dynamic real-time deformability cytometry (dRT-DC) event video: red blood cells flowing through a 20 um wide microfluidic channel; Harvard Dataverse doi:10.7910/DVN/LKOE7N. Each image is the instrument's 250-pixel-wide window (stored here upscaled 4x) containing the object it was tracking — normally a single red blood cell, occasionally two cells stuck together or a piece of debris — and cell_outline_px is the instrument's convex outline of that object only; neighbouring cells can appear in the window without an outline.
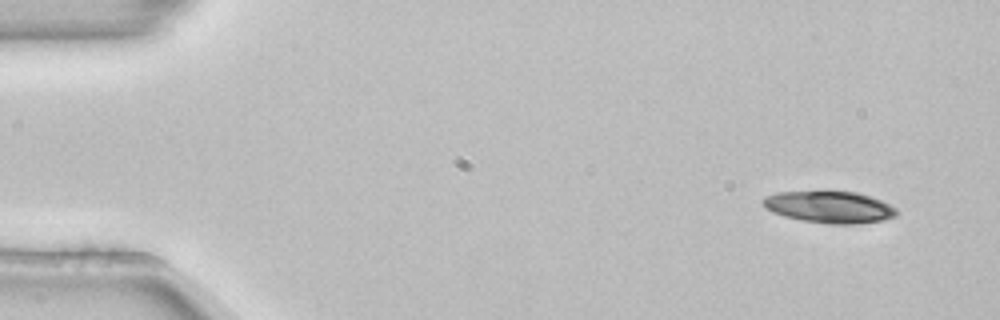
{"species": "common noctule bat (a hibernating species)", "species_latin": "Nyctalus noctula", "temperature_condition": "room temperature", "stored_images_in_passage": 3, "camera_frame_rate_fps": 3000, "um_per_image_px": 0.085, "animal": {"sex": "female", "body_mass_g": 22.7, "forearm_length_mm": 54.2}, "frame": {"image": 1, "passage_image": 1, "time_ms": 0.0, "image_size_px": [1000, 320], "cell_outline_px": [[896, 216], [884, 220], [856, 224], [828, 224], [804, 220], [784, 216], [772, 212], [764, 208], [760, 200], [764, 196], [776, 192], [824, 188], [856, 192], [880, 200], [896, 208]], "centroid_in_image_um": [70.42, 17.54], "position_along_channel_um": 14.6, "area_um2": 25.78}}
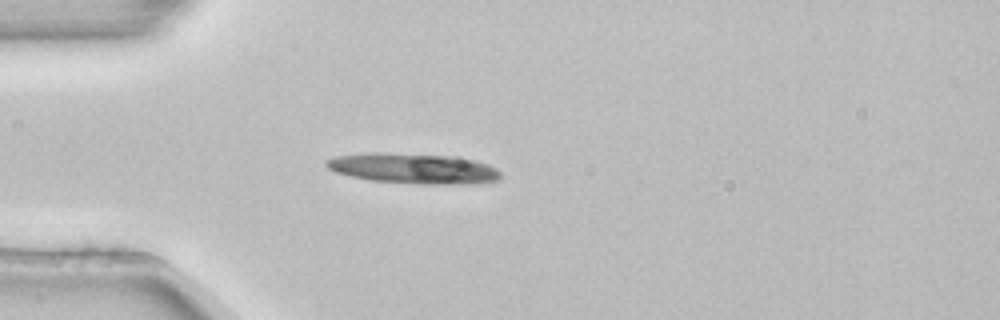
{"frame": {"image": 2, "passage_image": 3, "time_ms": 0.667, "image_size_px": [1000, 320], "cell_outline_px": [[500, 180], [480, 184], [420, 184], [372, 180], [352, 176], [336, 172], [328, 168], [324, 164], [324, 160], [336, 156], [368, 152], [380, 152], [452, 156], [476, 160], [488, 164], [496, 168], [500, 172]], "centroid_in_image_um": [35.18, 14.32], "position_along_channel_um": 49.8, "area_um2": 31.1}}